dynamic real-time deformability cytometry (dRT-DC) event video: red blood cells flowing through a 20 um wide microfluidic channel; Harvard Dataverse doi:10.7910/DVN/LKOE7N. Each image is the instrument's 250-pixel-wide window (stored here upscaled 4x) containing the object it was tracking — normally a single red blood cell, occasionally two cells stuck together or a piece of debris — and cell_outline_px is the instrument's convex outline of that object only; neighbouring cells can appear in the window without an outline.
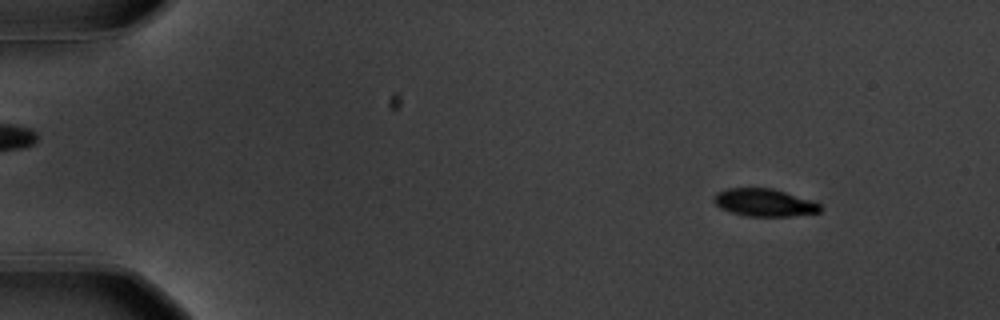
{"species": "common noctule bat (a hibernating species)", "species_latin": "Nyctalus noctula", "temperature_condition": "warm", "stored_images_in_passage": 58, "camera_frame_rate_fps": 3000, "um_per_image_px": 0.085, "animal": {"sex": "male", "body_mass_g": 20.1, "forearm_length_mm": 53.5}, "frame": {"image": 1, "passage_image": 7, "time_ms": 2.0, "image_size_px": [1000, 320], "cell_outline_px": [[820, 212], [788, 216], [744, 216], [720, 208], [712, 200], [712, 196], [716, 192], [728, 188], [772, 188], [820, 204]], "centroid_in_image_um": [64.87, 17.22], "position_along_channel_um": 20.1, "area_um2": 16.88}}
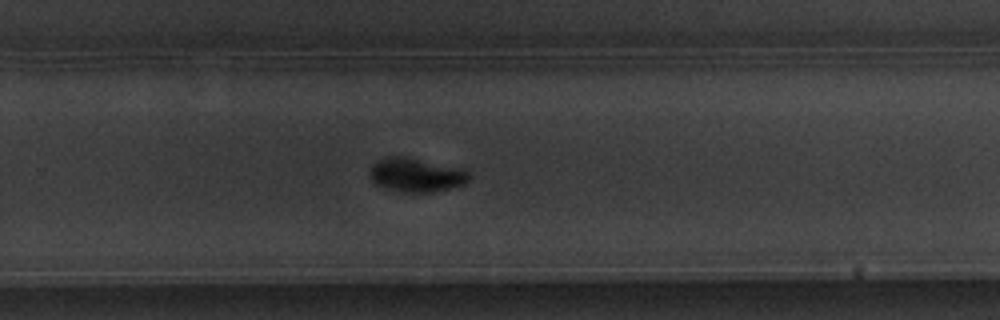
{"frame": {"image": 2, "passage_image": 39, "time_ms": 12.667, "image_size_px": [1000, 320], "cell_outline_px": [[468, 180], [464, 184], [452, 188], [432, 192], [404, 192], [388, 188], [376, 184], [372, 180], [372, 164], [380, 160], [392, 156], [404, 156], [464, 168], [468, 172]], "centroid_in_image_um": [35.43, 14.87], "position_along_channel_um": 294.4, "area_um2": 19.31}}
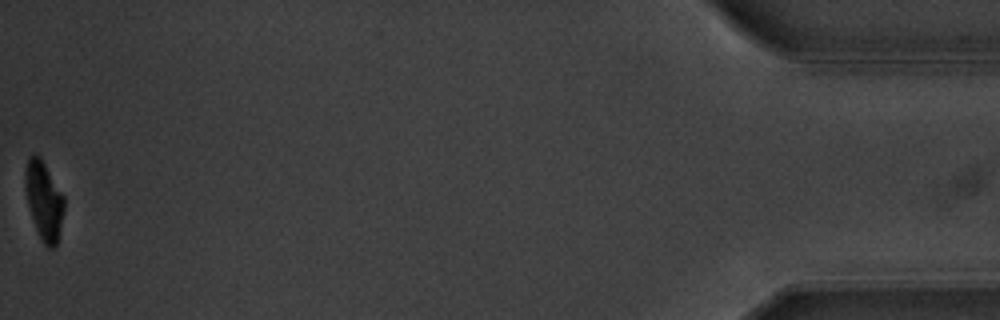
{"frame": {"image": 3, "passage_image": 58, "time_ms": 19.0, "image_size_px": [1000, 320], "cell_outline_px": [[64, 208], [60, 228], [56, 244], [52, 248], [48, 248], [44, 244], [36, 228], [28, 204], [24, 184], [24, 172], [28, 160], [32, 156], [40, 156], [64, 196]], "centroid_in_image_um": [3.73, 17.03], "position_along_channel_um": 431.5, "area_um2": 17.34}, "authors_computed_cell_mechanics": {"area_um2": 18.9006, "velocity_mm_per_s": 3.5652, "shape_relaxation_time_tau1_ms": 2.5529, "shape_relaxation_time_tau2_ms": null, "deformation_change_tau1": 0.1724, "deformation_change_tau2": null}}